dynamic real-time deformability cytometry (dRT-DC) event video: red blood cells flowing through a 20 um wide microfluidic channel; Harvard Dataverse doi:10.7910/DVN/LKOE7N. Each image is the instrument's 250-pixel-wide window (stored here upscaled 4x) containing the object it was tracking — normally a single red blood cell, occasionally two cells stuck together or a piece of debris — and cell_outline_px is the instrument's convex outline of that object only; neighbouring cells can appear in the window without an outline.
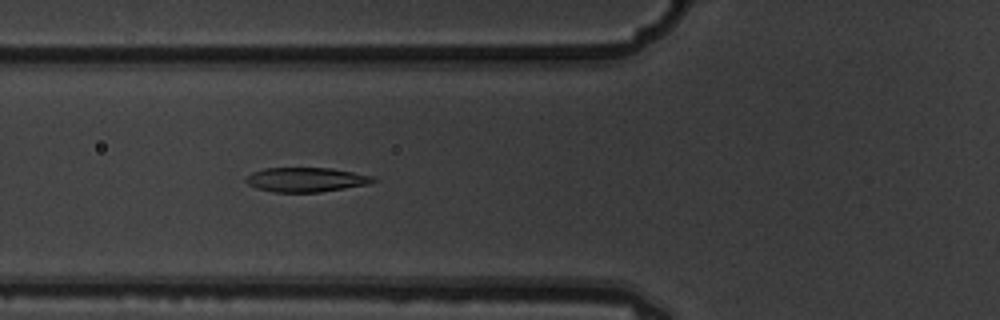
{"species": "common noctule bat (a hibernating species)", "species_latin": "Nyctalus noctula", "temperature_condition": "warm", "stored_images_in_passage": 5, "camera_frame_rate_fps": 3000, "um_per_image_px": 0.085, "animal": {"sex": "male", "body_mass_g": 19.5, "forearm_length_mm": 54.6}, "frame": {"image": 1, "passage_image": 5, "time_ms": 1.333, "image_size_px": [1000, 320], "cell_outline_px": [[376, 180], [368, 184], [320, 192], [272, 192], [256, 188], [248, 184], [244, 180], [252, 172], [264, 168], [332, 168], [372, 176]], "centroid_in_image_um": [25.97, 15.27], "position_along_channel_um": 99.8, "area_um2": 17.98}}